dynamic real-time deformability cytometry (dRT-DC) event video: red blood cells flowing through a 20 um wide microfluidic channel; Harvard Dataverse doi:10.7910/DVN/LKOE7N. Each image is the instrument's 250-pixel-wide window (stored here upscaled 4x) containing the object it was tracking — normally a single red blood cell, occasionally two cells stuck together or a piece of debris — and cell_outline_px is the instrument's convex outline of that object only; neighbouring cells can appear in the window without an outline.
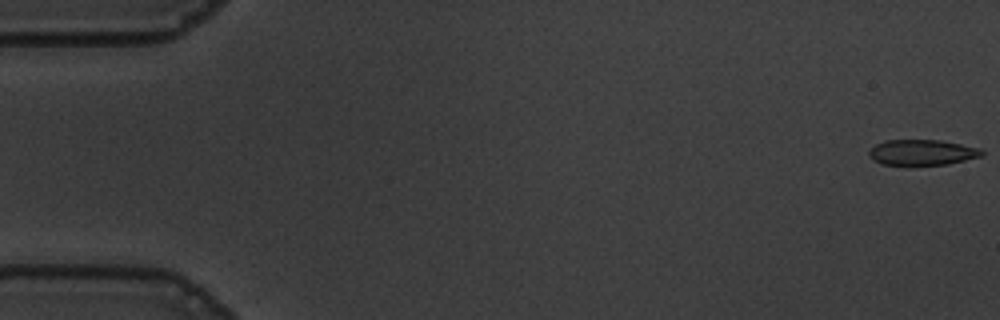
{"species": "common noctule bat (a hibernating species)", "species_latin": "Nyctalus noctula", "temperature_condition": "warm", "stored_images_in_passage": 56, "camera_frame_rate_fps": 3000, "um_per_image_px": 0.085, "animal": {"sex": "male", "body_mass_g": 19.5, "forearm_length_mm": 54.6}, "frame": {"image": 1, "passage_image": 1, "time_ms": 0.0, "image_size_px": [1000, 320], "cell_outline_px": [[984, 156], [948, 164], [908, 168], [880, 164], [872, 160], [868, 152], [876, 144], [888, 140], [940, 140], [980, 148], [984, 152]], "centroid_in_image_um": [78.36, 13.01], "position_along_channel_um": 6.6, "area_um2": 17.63}}
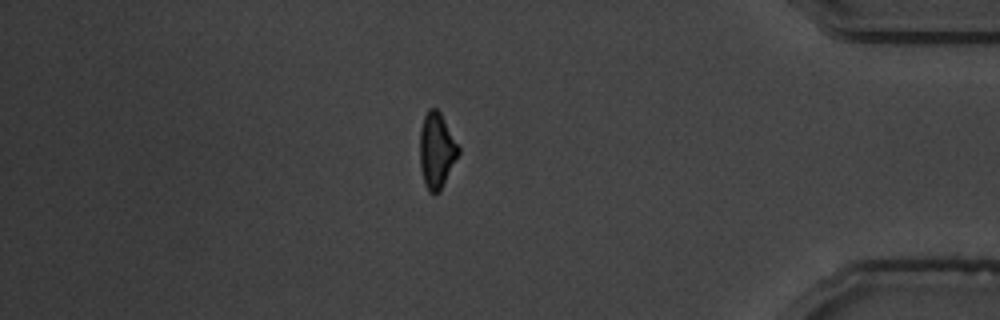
{"frame": {"image": 2, "passage_image": 48, "time_ms": 15.667, "image_size_px": [1000, 320], "cell_outline_px": [[460, 152], [440, 192], [428, 192], [424, 184], [420, 168], [420, 128], [424, 116], [428, 108], [436, 108], [440, 112], [460, 148]], "centroid_in_image_um": [37.1, 12.79], "position_along_channel_um": 398.1, "area_um2": 17.05}}
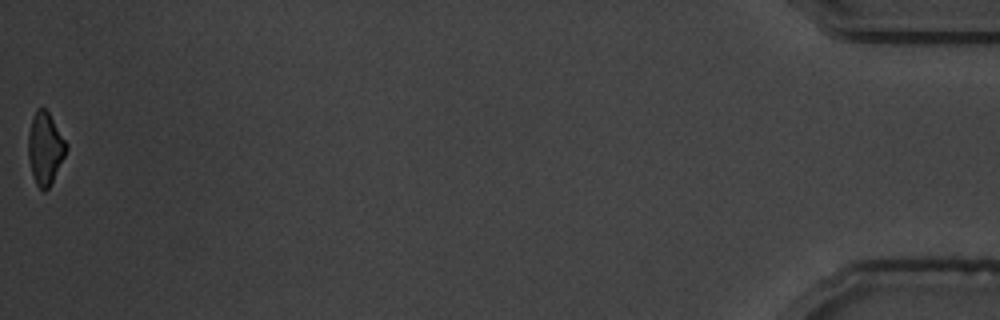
{"frame": {"image": 3, "passage_image": 56, "time_ms": 18.333, "image_size_px": [1000, 320], "cell_outline_px": [[68, 148], [48, 188], [44, 192], [36, 184], [32, 172], [28, 156], [28, 132], [32, 116], [36, 108], [44, 108], [48, 112], [68, 144]], "centroid_in_image_um": [3.82, 12.57], "position_along_channel_um": 431.4, "area_um2": 15.78}, "authors_computed_cell_mechanics": {"area_um2": 18.3226, "velocity_mm_per_s": 3.651, "shape_relaxation_time_tau1_ms": 4.7476, "shape_relaxation_time_tau2_ms": 0.9155, "deformation_change_tau1": 0.1154, "deformation_change_tau2": 0.0623}}